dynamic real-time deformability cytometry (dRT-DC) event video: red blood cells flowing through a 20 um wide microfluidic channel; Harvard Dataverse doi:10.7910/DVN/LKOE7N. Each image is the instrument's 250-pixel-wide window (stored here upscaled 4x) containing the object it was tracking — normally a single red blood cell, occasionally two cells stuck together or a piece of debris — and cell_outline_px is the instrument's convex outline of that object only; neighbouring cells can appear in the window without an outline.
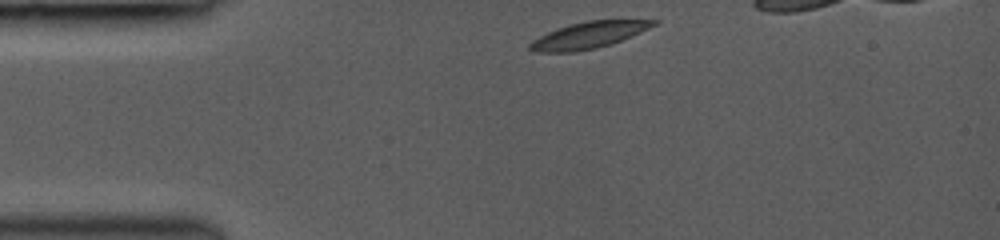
{"species": "common noctule bat (a hibernating species)", "species_latin": "Nyctalus noctula", "temperature_condition": "room temperature", "stored_images_in_passage": 13, "camera_frame_rate_fps": 3000, "um_per_image_px": 0.085, "animal": {"sex": "female", "body_mass_g": 19.0, "forearm_length_mm": 53.3}, "frame": {"image": 1, "passage_image": 1, "time_ms": 0.0, "image_size_px": [1000, 240], "cell_outline_px": [[660, 20], [656, 24], [632, 36], [612, 44], [596, 48], [576, 52], [532, 52], [528, 48], [528, 44], [532, 40], [548, 32], [584, 20]], "centroid_in_image_um": [50.01, 3.0], "position_along_channel_um": 35.0, "area_um2": 19.02}}
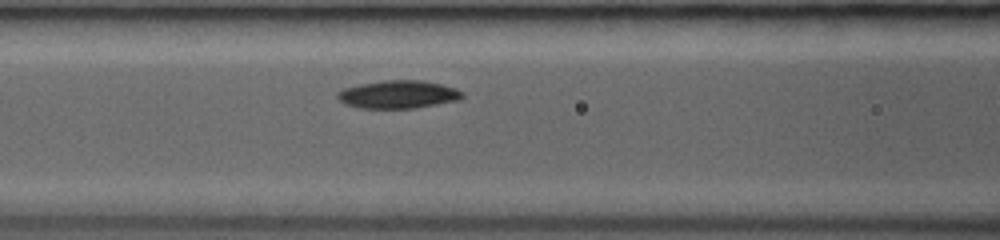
{"frame": {"image": 2, "passage_image": 8, "time_ms": 3.333, "image_size_px": [1000, 240], "cell_outline_px": [[464, 96], [460, 100], [416, 108], [360, 108], [344, 104], [336, 96], [336, 92], [344, 88], [360, 84], [384, 80], [424, 80], [456, 88], [464, 92]], "centroid_in_image_um": [33.86, 8.02], "position_along_channel_um": 132.7, "area_um2": 20.52}}
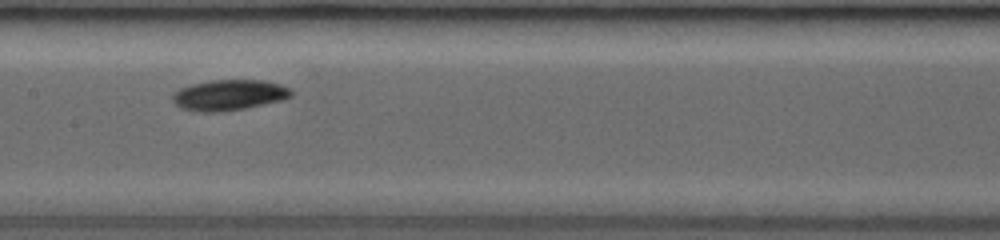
{"frame": {"image": 3, "passage_image": 11, "time_ms": 4.667, "image_size_px": [1000, 240], "cell_outline_px": [[292, 96], [284, 100], [244, 108], [220, 112], [200, 112], [180, 108], [172, 100], [172, 96], [180, 88], [192, 84], [212, 80], [264, 80], [280, 84], [288, 88], [292, 92]], "centroid_in_image_um": [19.47, 8.08], "position_along_channel_um": 187.9, "area_um2": 21.15}}